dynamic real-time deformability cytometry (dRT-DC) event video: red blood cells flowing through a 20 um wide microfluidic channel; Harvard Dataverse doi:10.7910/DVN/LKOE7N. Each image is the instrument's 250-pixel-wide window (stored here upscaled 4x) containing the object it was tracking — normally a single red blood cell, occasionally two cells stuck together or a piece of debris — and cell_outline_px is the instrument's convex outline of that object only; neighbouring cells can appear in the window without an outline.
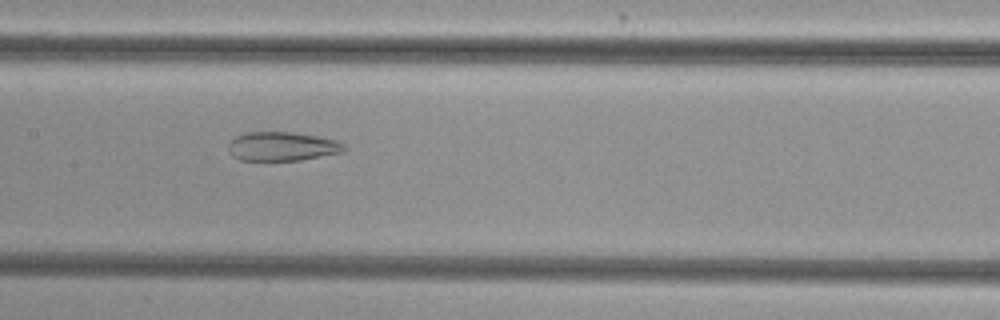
{"species": "common noctule bat (a hibernating species)", "species_latin": "Nyctalus noctula", "temperature_condition": "cold", "stored_images_in_passage": 54, "camera_frame_rate_fps": 3000, "um_per_image_px": 0.085, "animal": {"sex": "female", "body_mass_g": 29.2, "forearm_length_mm": 56.3}, "frame": {"image": 1, "passage_image": 27, "time_ms": 8.667, "image_size_px": [1000, 320], "cell_outline_px": [[344, 152], [300, 160], [240, 160], [232, 156], [228, 152], [228, 144], [236, 136], [248, 132], [292, 132], [316, 136], [336, 140], [344, 144]], "centroid_in_image_um": [23.96, 12.44], "position_along_channel_um": 183.4, "area_um2": 19.48}}
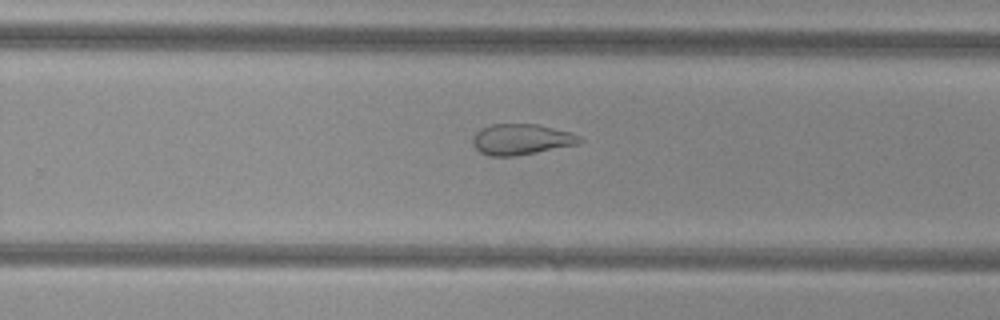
{"frame": {"image": 2, "passage_image": 35, "time_ms": 11.333, "image_size_px": [1000, 320], "cell_outline_px": [[584, 140], [576, 144], [516, 156], [488, 156], [480, 152], [472, 144], [472, 136], [480, 128], [492, 124], [536, 124], [572, 132], [580, 136]], "centroid_in_image_um": [44.28, 11.84], "position_along_channel_um": 285.5, "area_um2": 19.25}}
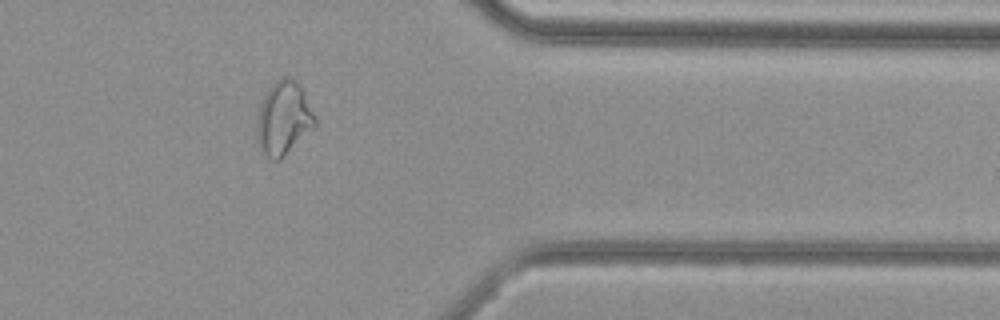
{"frame": {"image": 3, "passage_image": 44, "time_ms": 14.333, "image_size_px": [1000, 320], "cell_outline_px": [[316, 124], [280, 160], [272, 160], [264, 156], [260, 152], [256, 136], [256, 128], [260, 104], [268, 88], [280, 76], [288, 76], [296, 80], [300, 84], [316, 116]], "centroid_in_image_um": [24.08, 10.04], "position_along_channel_um": 387.3, "area_um2": 25.09}, "authors_computed_cell_mechanics": {"area_um2": 25.9233, "velocity_mm_per_s": 3.8417, "shape_relaxation_time_tau1_ms": null, "shape_relaxation_time_tau2_ms": 1.956, "deformation_change_tau1": null, "deformation_change_tau2": 0.1001}}